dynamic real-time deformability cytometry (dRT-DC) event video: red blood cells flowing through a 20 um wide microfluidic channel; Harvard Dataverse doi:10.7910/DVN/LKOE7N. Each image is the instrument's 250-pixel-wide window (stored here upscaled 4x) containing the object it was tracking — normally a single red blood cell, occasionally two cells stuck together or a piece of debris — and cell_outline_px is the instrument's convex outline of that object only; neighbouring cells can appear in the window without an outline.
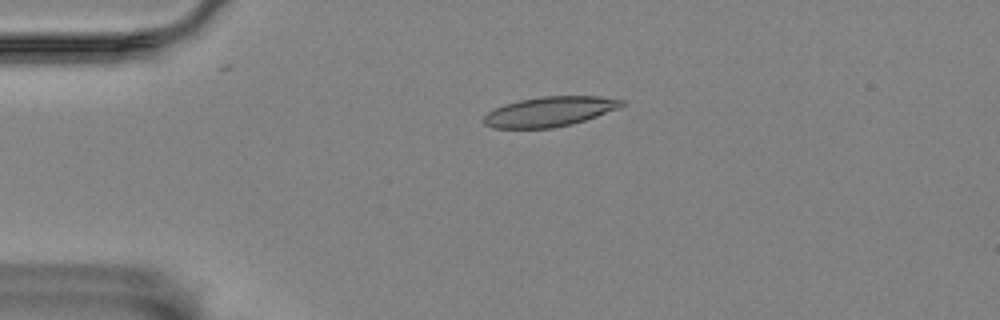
{"species": "Egyptian fruit bat (a non-hibernating species)", "species_latin": "Rousettus aegyptiacus", "temperature_condition": "room temperature", "stored_images_in_passage": 3, "camera_frame_rate_fps": 3000, "um_per_image_px": 0.085, "animal": {"sex": "female"}, "frame": {"image": 1, "passage_image": 2, "time_ms": 1.333, "image_size_px": [1000, 320], "cell_outline_px": [[624, 104], [620, 108], [572, 124], [552, 128], [492, 128], [484, 124], [484, 116], [488, 112], [504, 104], [520, 100], [540, 96], [600, 96], [624, 100]], "centroid_in_image_um": [46.73, 9.48], "position_along_channel_um": 38.3, "area_um2": 23.93}}